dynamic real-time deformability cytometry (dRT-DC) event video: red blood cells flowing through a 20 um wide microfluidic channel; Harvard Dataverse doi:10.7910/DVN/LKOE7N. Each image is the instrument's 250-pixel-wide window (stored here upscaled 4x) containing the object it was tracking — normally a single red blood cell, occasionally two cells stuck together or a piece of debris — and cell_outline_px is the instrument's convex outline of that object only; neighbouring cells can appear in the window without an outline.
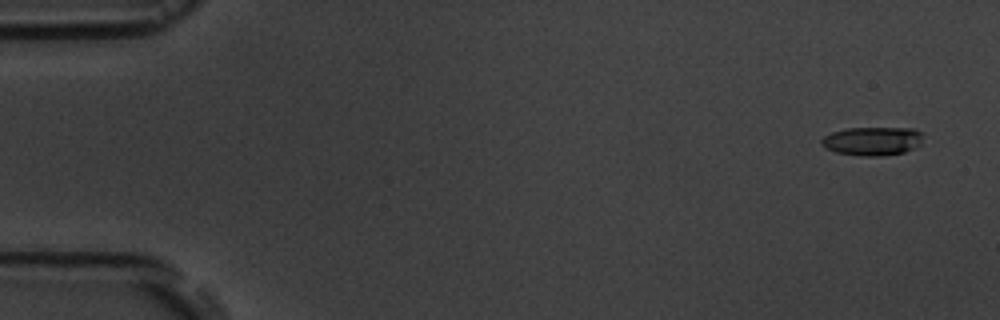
{"species": "common noctule bat (a hibernating species)", "species_latin": "Nyctalus noctula", "temperature_condition": "room temperature", "stored_images_in_passage": 3, "camera_frame_rate_fps": 3000, "um_per_image_px": 0.085, "animal": {"sex": "male", "body_mass_g": 19.5, "forearm_length_mm": 54.6}, "frame": {"image": 1, "passage_image": 1, "time_ms": 0.0, "image_size_px": [1000, 320], "cell_outline_px": [[920, 144], [916, 148], [904, 152], [880, 156], [860, 156], [836, 152], [824, 148], [820, 144], [820, 140], [824, 136], [832, 132], [848, 128], [912, 128], [920, 132]], "centroid_in_image_um": [74.1, 12.0], "position_along_channel_um": 10.9, "area_um2": 16.94}}